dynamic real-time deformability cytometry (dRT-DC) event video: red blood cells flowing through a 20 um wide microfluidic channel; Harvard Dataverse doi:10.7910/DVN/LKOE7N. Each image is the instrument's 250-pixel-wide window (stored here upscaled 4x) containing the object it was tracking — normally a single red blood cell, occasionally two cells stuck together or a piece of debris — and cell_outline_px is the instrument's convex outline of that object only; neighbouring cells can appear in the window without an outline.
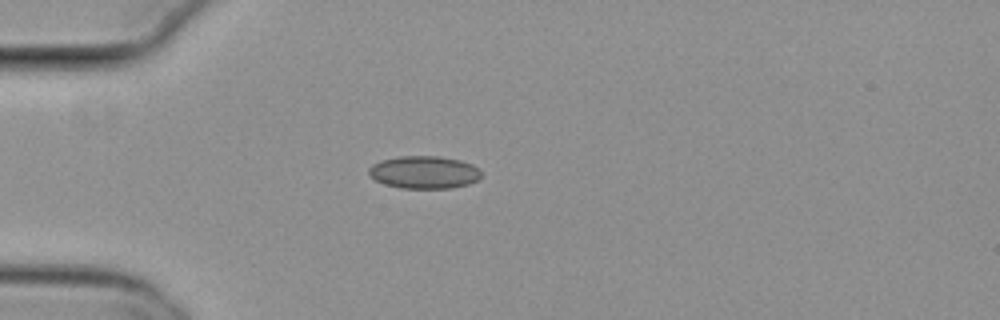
{"species": "common noctule bat (a hibernating species)", "species_latin": "Nyctalus noctula", "temperature_condition": "cold", "stored_images_in_passage": 40, "camera_frame_rate_fps": 3000, "um_per_image_px": 0.085, "animal": {"sex": "female", "body_mass_g": 29.2, "forearm_length_mm": 56.3}, "frame": {"image": 1, "passage_image": 1, "time_ms": 0.0, "image_size_px": [1000, 320], "cell_outline_px": [[480, 176], [476, 180], [468, 184], [452, 188], [400, 188], [384, 184], [376, 180], [368, 172], [368, 168], [372, 164], [380, 160], [400, 156], [440, 156], [460, 160], [472, 164], [480, 168]], "centroid_in_image_um": [36.04, 14.63], "position_along_channel_um": 49.0, "area_um2": 21.44}}
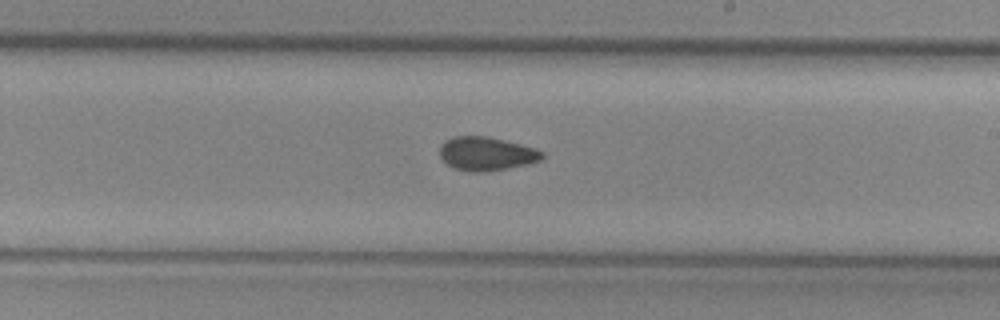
{"frame": {"image": 2, "passage_image": 18, "time_ms": 5.667, "image_size_px": [1000, 320], "cell_outline_px": [[544, 156], [540, 160], [528, 164], [484, 172], [472, 172], [456, 168], [448, 164], [440, 156], [440, 144], [444, 140], [456, 136], [488, 136], [536, 148], [544, 152]], "centroid_in_image_um": [41.35, 13.05], "position_along_channel_um": 247.6, "area_um2": 20.0}}
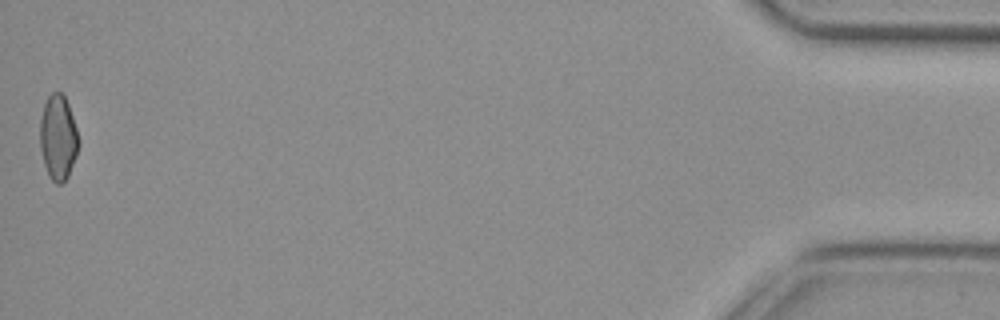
{"frame": {"image": 3, "passage_image": 40, "time_ms": 13.0, "image_size_px": [1000, 320], "cell_outline_px": [[80, 144], [76, 156], [68, 176], [60, 184], [56, 184], [52, 180], [44, 164], [40, 148], [40, 120], [44, 104], [48, 96], [52, 92], [60, 92], [64, 96], [68, 104], [80, 140]], "centroid_in_image_um": [4.94, 11.68], "position_along_channel_um": 430.3, "area_um2": 19.02}, "authors_computed_cell_mechanics": {"area_um2": 19.7676, "velocity_mm_per_s": 3.806, "shape_relaxation_time_tau1_ms": null, "shape_relaxation_time_tau2_ms": 2.4928, "deformation_change_tau1": null, "deformation_change_tau2": 0.0717}}